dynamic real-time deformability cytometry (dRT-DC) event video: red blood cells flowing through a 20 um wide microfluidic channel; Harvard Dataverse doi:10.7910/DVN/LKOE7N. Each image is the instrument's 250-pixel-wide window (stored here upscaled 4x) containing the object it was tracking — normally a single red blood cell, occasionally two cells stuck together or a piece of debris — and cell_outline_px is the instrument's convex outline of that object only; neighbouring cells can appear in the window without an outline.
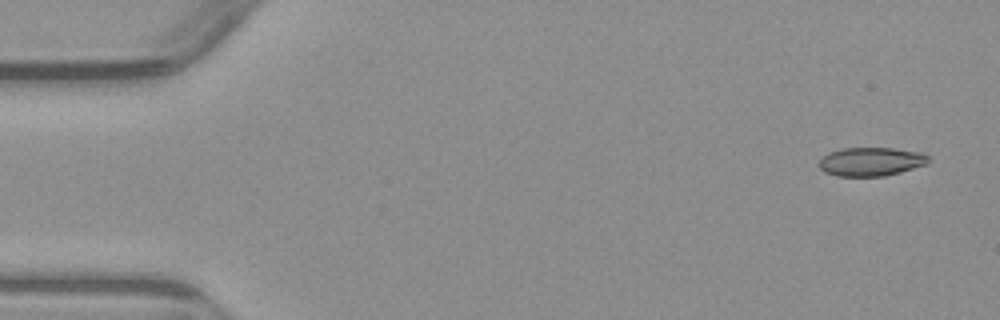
{"species": "common noctule bat (a hibernating species)", "species_latin": "Nyctalus noctula", "temperature_condition": "warm", "stored_images_in_passage": 7, "camera_frame_rate_fps": 3000, "um_per_image_px": 0.085, "animal": {"sex": "male", "body_mass_g": 23.1, "forearm_length_mm": 52.7}, "frame": {"image": 1, "passage_image": 1, "time_ms": 0.0, "image_size_px": [1000, 320], "cell_outline_px": [[932, 160], [928, 164], [900, 172], [884, 176], [836, 176], [824, 172], [816, 164], [828, 152], [840, 148], [892, 148], [924, 152]], "centroid_in_image_um": [74.05, 13.73], "position_along_channel_um": 11.0, "area_um2": 18.61}}
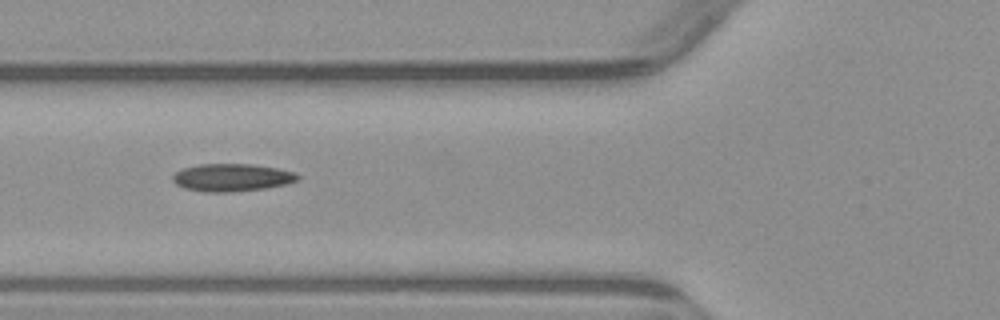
{"frame": {"image": 2, "passage_image": 6, "time_ms": 5.667, "image_size_px": [1000, 320], "cell_outline_px": [[300, 180], [284, 184], [264, 188], [228, 192], [208, 192], [184, 188], [176, 184], [172, 180], [172, 176], [176, 172], [184, 168], [200, 164], [252, 164], [276, 168], [296, 172], [300, 176]], "centroid_in_image_um": [19.72, 15.08], "position_along_channel_um": 106.1, "area_um2": 20.0}}
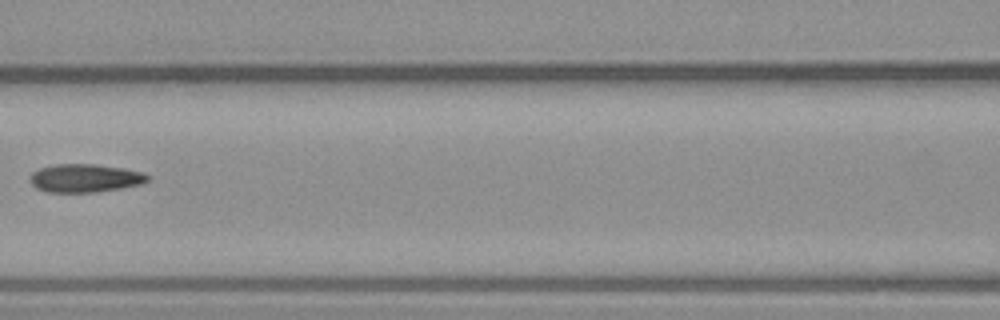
{"frame": {"image": 3, "passage_image": 7, "time_ms": 7.0, "image_size_px": [1000, 320], "cell_outline_px": [[152, 176], [144, 184], [96, 192], [48, 192], [36, 188], [28, 180], [28, 176], [32, 172], [40, 168], [56, 164], [96, 164], [124, 168], [144, 172]], "centroid_in_image_um": [7.24, 15.14], "position_along_channel_um": 159.4, "area_um2": 19.65}}